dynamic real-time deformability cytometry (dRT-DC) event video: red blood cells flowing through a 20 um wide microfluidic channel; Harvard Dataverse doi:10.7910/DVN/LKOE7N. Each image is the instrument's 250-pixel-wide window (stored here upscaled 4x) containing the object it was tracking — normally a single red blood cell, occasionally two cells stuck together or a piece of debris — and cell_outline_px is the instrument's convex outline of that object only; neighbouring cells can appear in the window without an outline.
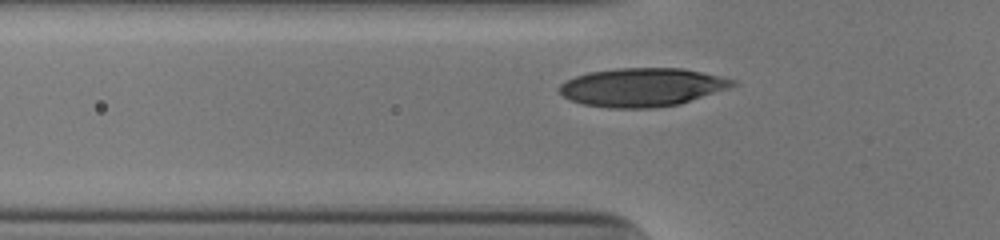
{"species": "human", "species_latin": "Homo sapiens", "temperature_condition": "cold", "stored_images_in_passage": 33, "camera_frame_rate_fps": 3000, "um_per_image_px": 0.085, "donor": {"sex": "male"}, "frame": {"image": 1, "passage_image": 8, "time_ms": 2.333, "image_size_px": [1000, 240], "cell_outline_px": [[740, 84], [680, 104], [652, 108], [608, 108], [584, 104], [572, 100], [564, 96], [556, 88], [560, 84], [576, 76], [588, 72], [616, 68], [684, 68], [720, 76], [736, 80]], "centroid_in_image_um": [54.59, 7.41], "position_along_channel_um": 71.2, "area_um2": 38.9}}
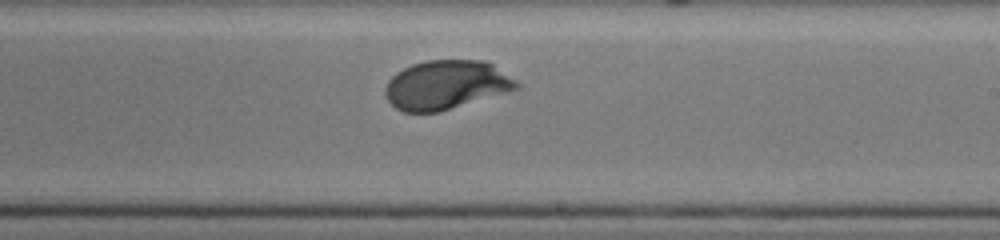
{"frame": {"image": 2, "passage_image": 22, "time_ms": 7.0, "image_size_px": [1000, 240], "cell_outline_px": [[520, 88], [508, 92], [440, 112], [404, 112], [396, 108], [384, 96], [384, 88], [388, 80], [396, 72], [412, 64], [428, 60], [488, 60], [516, 80], [520, 84]], "centroid_in_image_um": [37.93, 7.21], "position_along_channel_um": 251.1, "area_um2": 37.86}}
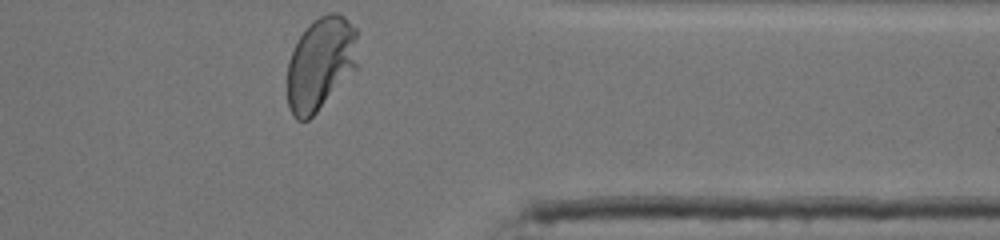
{"frame": {"image": 3, "passage_image": 33, "time_ms": 10.667, "image_size_px": [1000, 240], "cell_outline_px": [[360, 68], [308, 120], [296, 120], [292, 116], [288, 108], [288, 60], [300, 36], [308, 24], [320, 16], [328, 12], [336, 12], [344, 16], [356, 28]], "centroid_in_image_um": [27.3, 5.41], "position_along_channel_um": 384.1, "area_um2": 39.13}, "authors_computed_cell_mechanics": {"area_um2": 37.57, "velocity_mm_per_s": 3.8728, "shape_relaxation_time_tau1_ms": 2.5831, "shape_relaxation_time_tau2_ms": null, "deformation_change_tau1": 0.1538, "deformation_change_tau2": null}}